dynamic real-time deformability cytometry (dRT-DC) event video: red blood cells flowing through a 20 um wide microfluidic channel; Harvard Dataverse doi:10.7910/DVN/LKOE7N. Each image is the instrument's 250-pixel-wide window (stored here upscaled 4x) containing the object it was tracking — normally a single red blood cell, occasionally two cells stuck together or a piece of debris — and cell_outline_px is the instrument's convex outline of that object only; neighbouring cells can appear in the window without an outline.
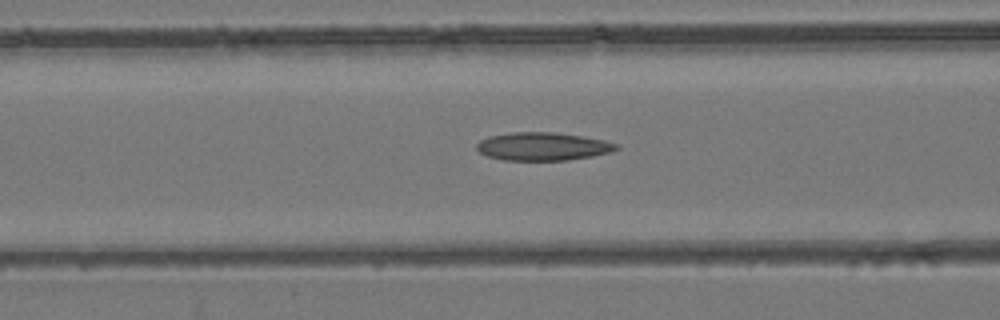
{"species": "common noctule bat (a hibernating species)", "species_latin": "Nyctalus noctula", "temperature_condition": "room temperature", "stored_images_in_passage": 31, "camera_frame_rate_fps": 3000, "um_per_image_px": 0.085, "animal": {"sex": "female", "body_mass_g": 24.6, "forearm_length_mm": 56.2}, "frame": {"image": 1, "passage_image": 7, "time_ms": 2.0, "image_size_px": [1000, 320], "cell_outline_px": [[620, 148], [612, 152], [592, 156], [568, 160], [504, 160], [488, 156], [480, 152], [476, 148], [476, 144], [480, 140], [488, 136], [508, 132], [552, 132], [580, 136], [604, 140], [620, 144]], "centroid_in_image_um": [46.15, 12.44], "position_along_channel_um": 120.5, "area_um2": 22.95}}
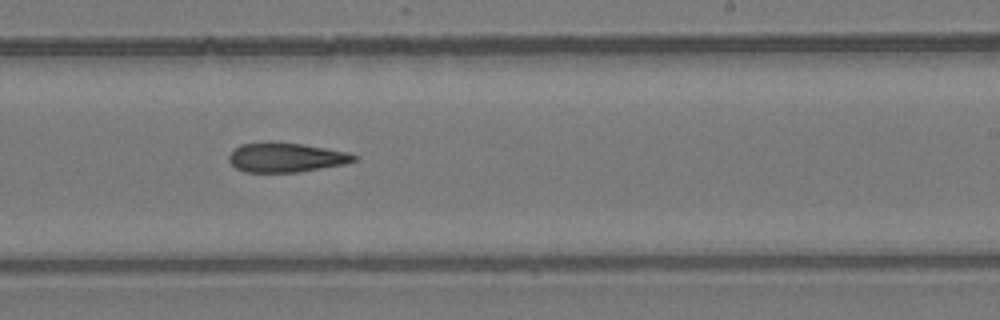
{"frame": {"image": 2, "passage_image": 17, "time_ms": 5.333, "image_size_px": [1000, 320], "cell_outline_px": [[360, 156], [356, 160], [344, 164], [296, 172], [244, 172], [236, 168], [228, 160], [228, 156], [240, 144], [264, 140], [272, 140], [304, 144], [348, 152]], "centroid_in_image_um": [24.29, 13.35], "position_along_channel_um": 264.7, "area_um2": 21.85}}
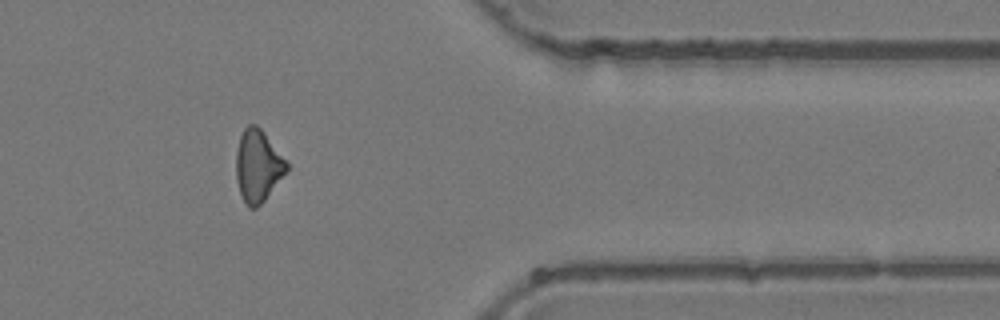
{"frame": {"image": 3, "passage_image": 27, "time_ms": 8.667, "image_size_px": [1000, 320], "cell_outline_px": [[288, 172], [264, 200], [256, 208], [248, 208], [240, 192], [236, 180], [236, 152], [240, 136], [244, 128], [248, 124], [256, 124], [264, 132], [288, 164]], "centroid_in_image_um": [21.92, 14.1], "position_along_channel_um": 389.5, "area_um2": 21.15}}